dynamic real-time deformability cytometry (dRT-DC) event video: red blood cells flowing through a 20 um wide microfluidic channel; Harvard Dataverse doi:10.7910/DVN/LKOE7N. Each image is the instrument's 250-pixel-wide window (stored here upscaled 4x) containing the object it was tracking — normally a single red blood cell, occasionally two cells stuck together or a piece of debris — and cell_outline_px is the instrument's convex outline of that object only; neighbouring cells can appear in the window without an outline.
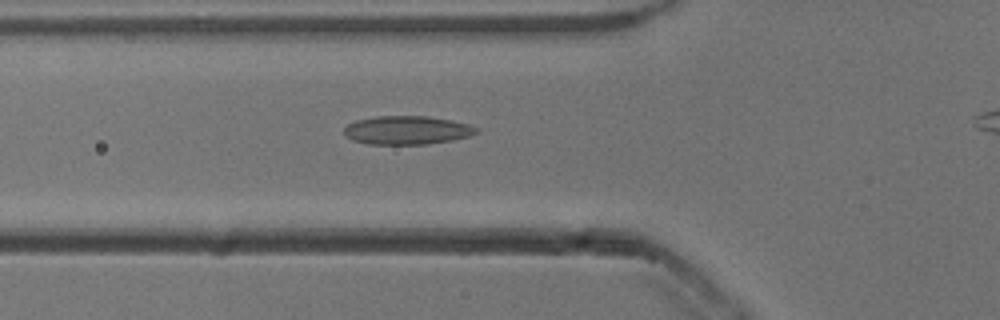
{"species": "common noctule bat (a hibernating species)", "species_latin": "Nyctalus noctula", "temperature_condition": "cold", "stored_images_in_passage": 41, "camera_frame_rate_fps": 3000, "um_per_image_px": 0.085, "animal": {"sex": "male", "body_mass_g": 13.3}, "frame": {"image": 1, "passage_image": 13, "time_ms": 4.0, "image_size_px": [1000, 320], "cell_outline_px": [[480, 132], [468, 136], [452, 140], [428, 144], [368, 144], [352, 140], [344, 136], [344, 128], [348, 124], [356, 120], [376, 116], [428, 116], [452, 120], [468, 124], [476, 128]], "centroid_in_image_um": [34.57, 11.06], "position_along_channel_um": 91.2, "area_um2": 22.08}}
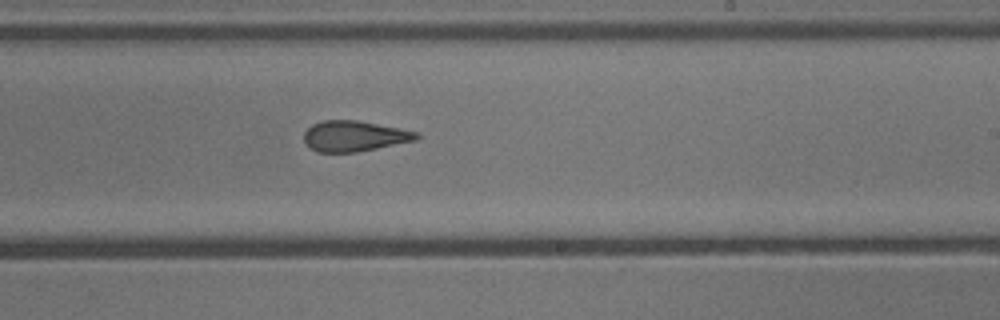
{"frame": {"image": 2, "passage_image": 26, "time_ms": 8.333, "image_size_px": [1000, 320], "cell_outline_px": [[420, 136], [416, 140], [356, 152], [320, 152], [308, 148], [304, 144], [304, 132], [312, 124], [320, 120], [356, 120], [400, 128], [420, 132]], "centroid_in_image_um": [30.09, 11.56], "position_along_channel_um": 258.9, "area_um2": 20.17}}
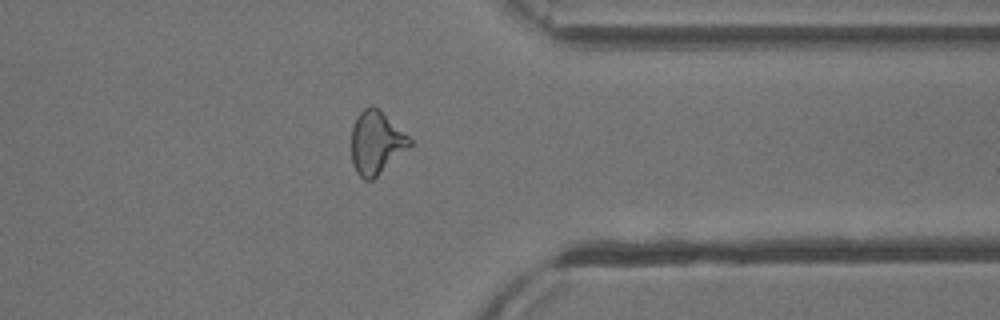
{"frame": {"image": 3, "passage_image": 36, "time_ms": 11.667, "image_size_px": [1000, 320], "cell_outline_px": [[412, 144], [372, 180], [364, 180], [356, 172], [352, 164], [352, 128], [356, 116], [364, 108], [372, 104], [408, 136], [412, 140]], "centroid_in_image_um": [31.94, 12.13], "position_along_channel_um": 379.5, "area_um2": 20.92}}